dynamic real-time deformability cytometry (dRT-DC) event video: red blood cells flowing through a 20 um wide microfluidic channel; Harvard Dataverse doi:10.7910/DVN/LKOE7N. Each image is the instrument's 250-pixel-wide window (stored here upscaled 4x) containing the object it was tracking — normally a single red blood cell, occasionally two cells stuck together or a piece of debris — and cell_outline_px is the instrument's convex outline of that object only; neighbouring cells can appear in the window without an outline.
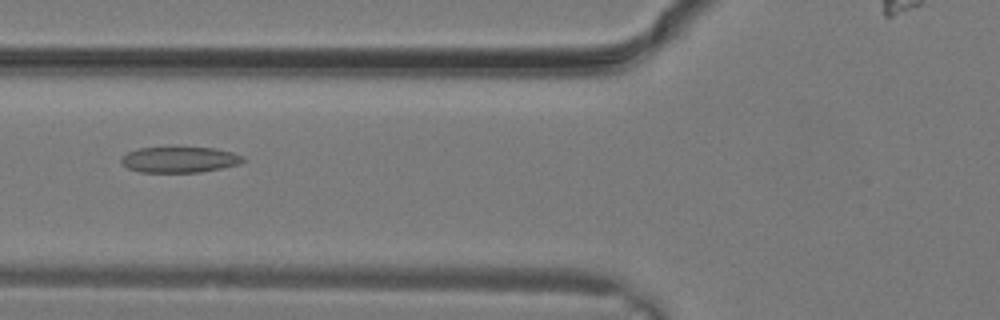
{"species": "common noctule bat (a hibernating species)", "species_latin": "Nyctalus noctula", "temperature_condition": "warm", "stored_images_in_passage": 9, "camera_frame_rate_fps": 3000, "um_per_image_px": 0.085, "animal": {"sex": "male", "body_mass_g": 19.2, "forearm_length_mm": 51.8}, "frame": {"image": 1, "passage_image": 6, "time_ms": 1.667, "image_size_px": [1000, 320], "cell_outline_px": [[248, 160], [240, 164], [200, 172], [140, 172], [128, 168], [120, 160], [128, 152], [140, 148], [216, 148], [232, 152], [244, 156]], "centroid_in_image_um": [15.33, 13.57], "position_along_channel_um": 110.5, "area_um2": 18.15}}
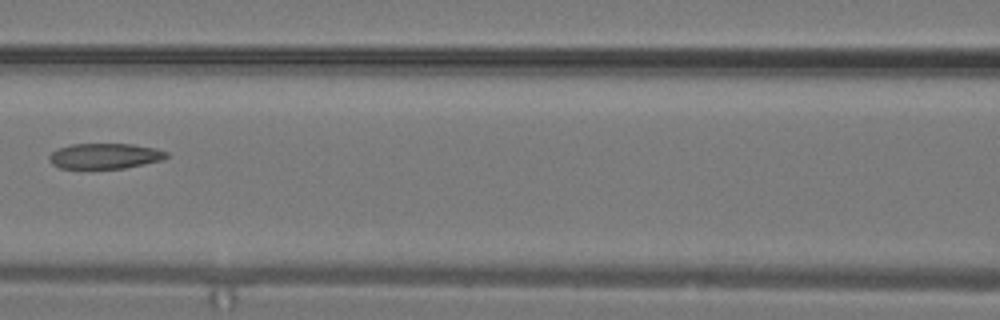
{"frame": {"image": 2, "passage_image": 8, "time_ms": 2.333, "image_size_px": [1000, 320], "cell_outline_px": [[168, 156], [160, 160], [144, 164], [124, 168], [60, 168], [52, 164], [48, 160], [48, 156], [52, 152], [60, 148], [72, 144], [132, 144], [156, 148], [168, 152]], "centroid_in_image_um": [8.91, 13.26], "position_along_channel_um": 157.7, "area_um2": 17.28}}